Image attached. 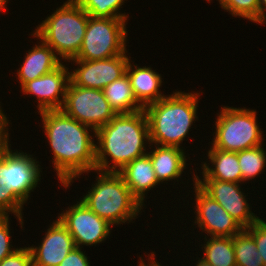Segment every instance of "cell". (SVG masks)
I'll list each match as a JSON object with an SVG mask.
<instances>
[{
    "instance_id": "1",
    "label": "cell",
    "mask_w": 266,
    "mask_h": 266,
    "mask_svg": "<svg viewBox=\"0 0 266 266\" xmlns=\"http://www.w3.org/2000/svg\"><path fill=\"white\" fill-rule=\"evenodd\" d=\"M54 154L53 164L65 188L84 172L96 171L95 144L88 128L62 110L39 112ZM77 176V177H76Z\"/></svg>"
},
{
    "instance_id": "2",
    "label": "cell",
    "mask_w": 266,
    "mask_h": 266,
    "mask_svg": "<svg viewBox=\"0 0 266 266\" xmlns=\"http://www.w3.org/2000/svg\"><path fill=\"white\" fill-rule=\"evenodd\" d=\"M94 134L99 144H95L96 171L99 172L120 171L135 158L147 154L144 152V141L150 144L149 124L144 109L130 114H116ZM106 155L112 158L114 165L111 168Z\"/></svg>"
},
{
    "instance_id": "3",
    "label": "cell",
    "mask_w": 266,
    "mask_h": 266,
    "mask_svg": "<svg viewBox=\"0 0 266 266\" xmlns=\"http://www.w3.org/2000/svg\"><path fill=\"white\" fill-rule=\"evenodd\" d=\"M199 93L174 92L144 108L149 124L150 144L175 146L196 120Z\"/></svg>"
},
{
    "instance_id": "4",
    "label": "cell",
    "mask_w": 266,
    "mask_h": 266,
    "mask_svg": "<svg viewBox=\"0 0 266 266\" xmlns=\"http://www.w3.org/2000/svg\"><path fill=\"white\" fill-rule=\"evenodd\" d=\"M10 148L0 157V215L15 213L23 227L22 208L40 181L38 162L24 152Z\"/></svg>"
},
{
    "instance_id": "5",
    "label": "cell",
    "mask_w": 266,
    "mask_h": 266,
    "mask_svg": "<svg viewBox=\"0 0 266 266\" xmlns=\"http://www.w3.org/2000/svg\"><path fill=\"white\" fill-rule=\"evenodd\" d=\"M89 15L75 0H68L37 26L33 37L49 45L65 61L75 59L86 33Z\"/></svg>"
},
{
    "instance_id": "6",
    "label": "cell",
    "mask_w": 266,
    "mask_h": 266,
    "mask_svg": "<svg viewBox=\"0 0 266 266\" xmlns=\"http://www.w3.org/2000/svg\"><path fill=\"white\" fill-rule=\"evenodd\" d=\"M98 174L97 183L81 201L112 226L135 219L142 205L131 194L122 176L118 172Z\"/></svg>"
},
{
    "instance_id": "7",
    "label": "cell",
    "mask_w": 266,
    "mask_h": 266,
    "mask_svg": "<svg viewBox=\"0 0 266 266\" xmlns=\"http://www.w3.org/2000/svg\"><path fill=\"white\" fill-rule=\"evenodd\" d=\"M255 110L221 107L215 126L212 147L223 151L238 152L262 145V131L257 123Z\"/></svg>"
},
{
    "instance_id": "8",
    "label": "cell",
    "mask_w": 266,
    "mask_h": 266,
    "mask_svg": "<svg viewBox=\"0 0 266 266\" xmlns=\"http://www.w3.org/2000/svg\"><path fill=\"white\" fill-rule=\"evenodd\" d=\"M126 21L89 16L79 54L72 60H100L126 53Z\"/></svg>"
},
{
    "instance_id": "9",
    "label": "cell",
    "mask_w": 266,
    "mask_h": 266,
    "mask_svg": "<svg viewBox=\"0 0 266 266\" xmlns=\"http://www.w3.org/2000/svg\"><path fill=\"white\" fill-rule=\"evenodd\" d=\"M61 110L67 116L91 127L93 133L109 123L116 115L103 90L79 87L71 83L67 87Z\"/></svg>"
},
{
    "instance_id": "10",
    "label": "cell",
    "mask_w": 266,
    "mask_h": 266,
    "mask_svg": "<svg viewBox=\"0 0 266 266\" xmlns=\"http://www.w3.org/2000/svg\"><path fill=\"white\" fill-rule=\"evenodd\" d=\"M70 208L61 213L58 219L72 235L76 247L95 245L106 240L112 225L90 210L82 201H77V204Z\"/></svg>"
},
{
    "instance_id": "11",
    "label": "cell",
    "mask_w": 266,
    "mask_h": 266,
    "mask_svg": "<svg viewBox=\"0 0 266 266\" xmlns=\"http://www.w3.org/2000/svg\"><path fill=\"white\" fill-rule=\"evenodd\" d=\"M129 60L126 53L100 60H70L80 66L70 72V83L103 90L126 73Z\"/></svg>"
},
{
    "instance_id": "12",
    "label": "cell",
    "mask_w": 266,
    "mask_h": 266,
    "mask_svg": "<svg viewBox=\"0 0 266 266\" xmlns=\"http://www.w3.org/2000/svg\"><path fill=\"white\" fill-rule=\"evenodd\" d=\"M194 177L196 183L206 194L216 200L244 229L255 223L259 217L250 211L246 195L240 191L239 183L199 179Z\"/></svg>"
},
{
    "instance_id": "13",
    "label": "cell",
    "mask_w": 266,
    "mask_h": 266,
    "mask_svg": "<svg viewBox=\"0 0 266 266\" xmlns=\"http://www.w3.org/2000/svg\"><path fill=\"white\" fill-rule=\"evenodd\" d=\"M196 225L211 237H233L244 228L213 198L194 184ZM197 211V212H196Z\"/></svg>"
},
{
    "instance_id": "14",
    "label": "cell",
    "mask_w": 266,
    "mask_h": 266,
    "mask_svg": "<svg viewBox=\"0 0 266 266\" xmlns=\"http://www.w3.org/2000/svg\"><path fill=\"white\" fill-rule=\"evenodd\" d=\"M69 83L70 72L65 65L61 64L54 71L26 82L21 88L23 93L37 97L39 112L61 110Z\"/></svg>"
},
{
    "instance_id": "15",
    "label": "cell",
    "mask_w": 266,
    "mask_h": 266,
    "mask_svg": "<svg viewBox=\"0 0 266 266\" xmlns=\"http://www.w3.org/2000/svg\"><path fill=\"white\" fill-rule=\"evenodd\" d=\"M47 230L40 246L29 247L33 266H59L76 247L72 235L59 219Z\"/></svg>"
},
{
    "instance_id": "16",
    "label": "cell",
    "mask_w": 266,
    "mask_h": 266,
    "mask_svg": "<svg viewBox=\"0 0 266 266\" xmlns=\"http://www.w3.org/2000/svg\"><path fill=\"white\" fill-rule=\"evenodd\" d=\"M118 173L129 187L131 194L143 206L145 192L156 186L160 182L157 180L150 156L148 154L135 158L125 165Z\"/></svg>"
},
{
    "instance_id": "17",
    "label": "cell",
    "mask_w": 266,
    "mask_h": 266,
    "mask_svg": "<svg viewBox=\"0 0 266 266\" xmlns=\"http://www.w3.org/2000/svg\"><path fill=\"white\" fill-rule=\"evenodd\" d=\"M39 44L41 45H35L31 51L26 53L25 60L17 71L16 76H18L21 87L28 81L54 71L62 64V60L56 56L57 54L49 45L43 41Z\"/></svg>"
},
{
    "instance_id": "18",
    "label": "cell",
    "mask_w": 266,
    "mask_h": 266,
    "mask_svg": "<svg viewBox=\"0 0 266 266\" xmlns=\"http://www.w3.org/2000/svg\"><path fill=\"white\" fill-rule=\"evenodd\" d=\"M130 60L126 67V73L130 79L131 87L137 101L145 108L146 106L164 98L159 87L162 85L161 75L150 67L132 68Z\"/></svg>"
},
{
    "instance_id": "19",
    "label": "cell",
    "mask_w": 266,
    "mask_h": 266,
    "mask_svg": "<svg viewBox=\"0 0 266 266\" xmlns=\"http://www.w3.org/2000/svg\"><path fill=\"white\" fill-rule=\"evenodd\" d=\"M184 150L175 146H161L147 152L159 182L178 179L186 167ZM169 179V180H168Z\"/></svg>"
},
{
    "instance_id": "20",
    "label": "cell",
    "mask_w": 266,
    "mask_h": 266,
    "mask_svg": "<svg viewBox=\"0 0 266 266\" xmlns=\"http://www.w3.org/2000/svg\"><path fill=\"white\" fill-rule=\"evenodd\" d=\"M208 159H210L214 168L209 167L205 162L202 165L203 179H215L233 183L242 182L237 152L223 151L211 147L208 151Z\"/></svg>"
},
{
    "instance_id": "21",
    "label": "cell",
    "mask_w": 266,
    "mask_h": 266,
    "mask_svg": "<svg viewBox=\"0 0 266 266\" xmlns=\"http://www.w3.org/2000/svg\"><path fill=\"white\" fill-rule=\"evenodd\" d=\"M103 93L116 114H130L144 109L134 95L127 73L103 88Z\"/></svg>"
},
{
    "instance_id": "22",
    "label": "cell",
    "mask_w": 266,
    "mask_h": 266,
    "mask_svg": "<svg viewBox=\"0 0 266 266\" xmlns=\"http://www.w3.org/2000/svg\"><path fill=\"white\" fill-rule=\"evenodd\" d=\"M205 262L213 266H236L233 237H210L204 244Z\"/></svg>"
},
{
    "instance_id": "23",
    "label": "cell",
    "mask_w": 266,
    "mask_h": 266,
    "mask_svg": "<svg viewBox=\"0 0 266 266\" xmlns=\"http://www.w3.org/2000/svg\"><path fill=\"white\" fill-rule=\"evenodd\" d=\"M233 248L236 266H264L254 238L245 229L233 236Z\"/></svg>"
},
{
    "instance_id": "24",
    "label": "cell",
    "mask_w": 266,
    "mask_h": 266,
    "mask_svg": "<svg viewBox=\"0 0 266 266\" xmlns=\"http://www.w3.org/2000/svg\"><path fill=\"white\" fill-rule=\"evenodd\" d=\"M263 146L238 151V162L242 173V182L252 180L264 171L266 164V151ZM263 169V170H262Z\"/></svg>"
},
{
    "instance_id": "25",
    "label": "cell",
    "mask_w": 266,
    "mask_h": 266,
    "mask_svg": "<svg viewBox=\"0 0 266 266\" xmlns=\"http://www.w3.org/2000/svg\"><path fill=\"white\" fill-rule=\"evenodd\" d=\"M92 17L119 18L127 20V15L119 13L124 0H75Z\"/></svg>"
},
{
    "instance_id": "26",
    "label": "cell",
    "mask_w": 266,
    "mask_h": 266,
    "mask_svg": "<svg viewBox=\"0 0 266 266\" xmlns=\"http://www.w3.org/2000/svg\"><path fill=\"white\" fill-rule=\"evenodd\" d=\"M224 10L232 16H240L250 21L263 24L266 21L259 7L258 0H218Z\"/></svg>"
},
{
    "instance_id": "27",
    "label": "cell",
    "mask_w": 266,
    "mask_h": 266,
    "mask_svg": "<svg viewBox=\"0 0 266 266\" xmlns=\"http://www.w3.org/2000/svg\"><path fill=\"white\" fill-rule=\"evenodd\" d=\"M245 230L254 238L257 251L261 254L263 264L266 266V222L259 218Z\"/></svg>"
},
{
    "instance_id": "28",
    "label": "cell",
    "mask_w": 266,
    "mask_h": 266,
    "mask_svg": "<svg viewBox=\"0 0 266 266\" xmlns=\"http://www.w3.org/2000/svg\"><path fill=\"white\" fill-rule=\"evenodd\" d=\"M9 228V215H0V262L17 250L11 249Z\"/></svg>"
},
{
    "instance_id": "29",
    "label": "cell",
    "mask_w": 266,
    "mask_h": 266,
    "mask_svg": "<svg viewBox=\"0 0 266 266\" xmlns=\"http://www.w3.org/2000/svg\"><path fill=\"white\" fill-rule=\"evenodd\" d=\"M0 266H33L30 248H17L13 254L0 262Z\"/></svg>"
},
{
    "instance_id": "30",
    "label": "cell",
    "mask_w": 266,
    "mask_h": 266,
    "mask_svg": "<svg viewBox=\"0 0 266 266\" xmlns=\"http://www.w3.org/2000/svg\"><path fill=\"white\" fill-rule=\"evenodd\" d=\"M59 266H90L88 257L85 252L81 251V247L73 248L69 254L64 258Z\"/></svg>"
},
{
    "instance_id": "31",
    "label": "cell",
    "mask_w": 266,
    "mask_h": 266,
    "mask_svg": "<svg viewBox=\"0 0 266 266\" xmlns=\"http://www.w3.org/2000/svg\"><path fill=\"white\" fill-rule=\"evenodd\" d=\"M8 121L6 115L2 112V109L0 107V157L9 149L8 140V129L6 128L8 126Z\"/></svg>"
},
{
    "instance_id": "32",
    "label": "cell",
    "mask_w": 266,
    "mask_h": 266,
    "mask_svg": "<svg viewBox=\"0 0 266 266\" xmlns=\"http://www.w3.org/2000/svg\"><path fill=\"white\" fill-rule=\"evenodd\" d=\"M258 2H259L260 11L265 16L266 13L264 11H266V0H258Z\"/></svg>"
},
{
    "instance_id": "33",
    "label": "cell",
    "mask_w": 266,
    "mask_h": 266,
    "mask_svg": "<svg viewBox=\"0 0 266 266\" xmlns=\"http://www.w3.org/2000/svg\"><path fill=\"white\" fill-rule=\"evenodd\" d=\"M196 266H213V265L205 262L203 259H199Z\"/></svg>"
},
{
    "instance_id": "34",
    "label": "cell",
    "mask_w": 266,
    "mask_h": 266,
    "mask_svg": "<svg viewBox=\"0 0 266 266\" xmlns=\"http://www.w3.org/2000/svg\"><path fill=\"white\" fill-rule=\"evenodd\" d=\"M7 3H8L7 0H0V11H2L3 9H6L4 7H5V4Z\"/></svg>"
}]
</instances>
